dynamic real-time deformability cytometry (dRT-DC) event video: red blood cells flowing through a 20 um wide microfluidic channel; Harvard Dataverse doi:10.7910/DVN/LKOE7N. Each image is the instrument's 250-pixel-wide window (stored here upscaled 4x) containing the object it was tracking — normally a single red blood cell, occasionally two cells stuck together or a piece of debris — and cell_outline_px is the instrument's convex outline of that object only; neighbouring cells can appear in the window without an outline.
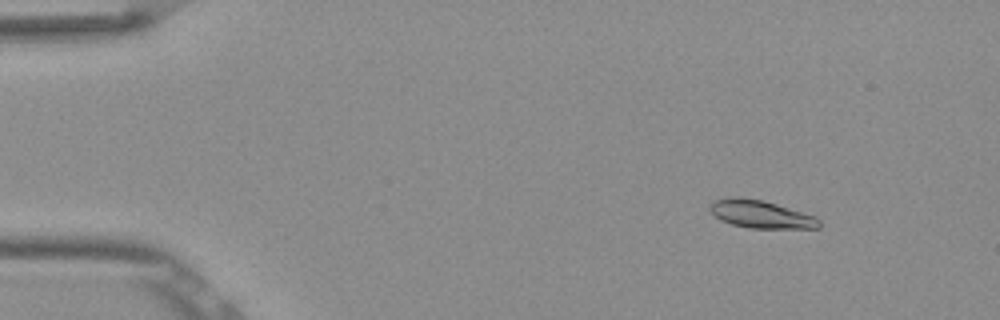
{"species": "Egyptian fruit bat (a non-hibernating species)", "species_latin": "Rousettus aegyptiacus", "temperature_condition": "room temperature", "stored_images_in_passage": 50, "camera_frame_rate_fps": 3000, "um_per_image_px": 0.085, "frame": {"image": 1, "passage_image": 4, "time_ms": 1.0, "image_size_px": [1000, 320], "cell_outline_px": [[820, 228], [748, 228], [732, 224], [720, 220], [708, 208], [708, 204], [712, 200], [736, 196], [740, 196], [764, 200], [816, 216], [820, 220]], "centroid_in_image_um": [64.64, 18.19], "position_along_channel_um": 20.4, "area_um2": 17.92}}
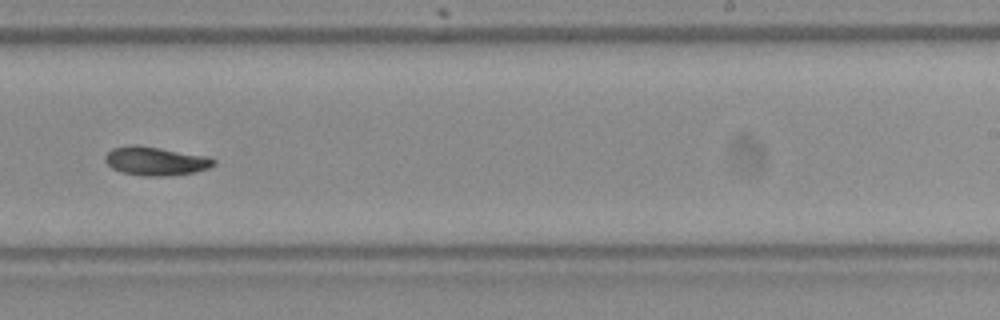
{"frame": {"image": 2, "passage_image": 31, "time_ms": 10.0, "image_size_px": [1000, 320], "cell_outline_px": [[216, 164], [208, 168], [196, 172], [168, 176], [144, 176], [120, 172], [112, 168], [104, 160], [104, 156], [112, 148], [132, 144], [136, 144], [208, 156], [216, 160]], "centroid_in_image_um": [13.22, 13.69], "position_along_channel_um": 275.8, "area_um2": 18.32}}
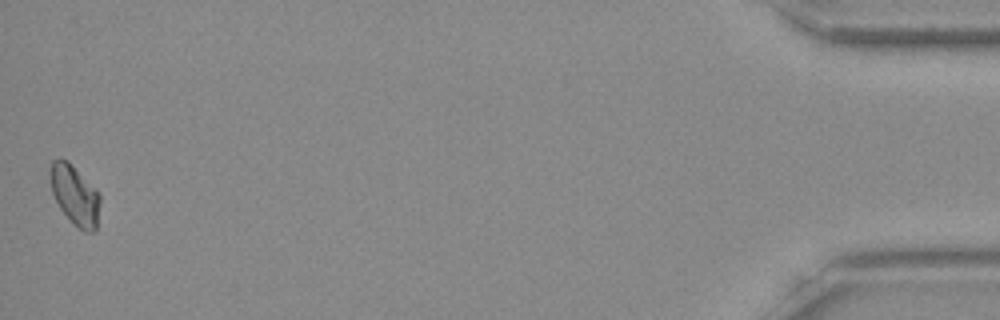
{"frame": {"image": 3, "passage_image": 50, "time_ms": 16.333, "image_size_px": [1000, 320], "cell_outline_px": [[100, 200], [96, 232], [84, 232], [60, 208], [52, 192], [52, 160], [68, 160], [96, 188], [100, 196]], "centroid_in_image_um": [6.43, 16.6], "position_along_channel_um": 428.8, "area_um2": 16.82}, "authors_computed_cell_mechanics": {"area_um2": 17.5712, "velocity_mm_per_s": 3.861, "shape_relaxation_time_tau1_ms": 5.6122, "shape_relaxation_time_tau2_ms": null, "deformation_change_tau1": 0.1268, "deformation_change_tau2": null}}